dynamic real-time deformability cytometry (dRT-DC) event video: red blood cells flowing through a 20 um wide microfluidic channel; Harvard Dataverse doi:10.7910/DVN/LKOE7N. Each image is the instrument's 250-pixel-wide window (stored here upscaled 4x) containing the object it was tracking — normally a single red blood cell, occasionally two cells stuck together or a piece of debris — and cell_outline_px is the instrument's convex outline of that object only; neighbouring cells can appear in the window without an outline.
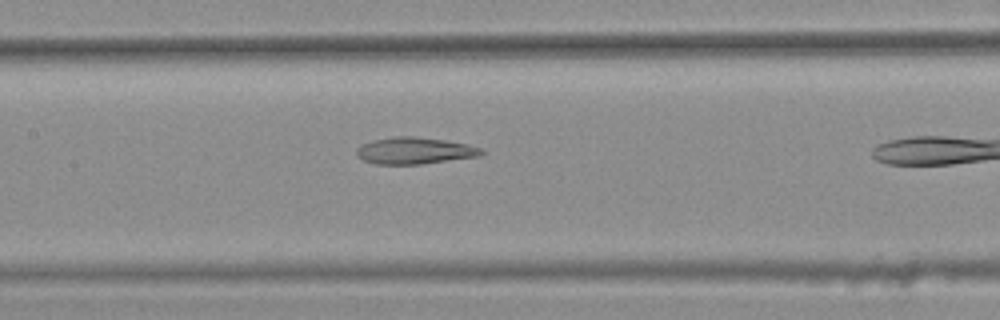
{"species": "common noctule bat (a hibernating species)", "species_latin": "Nyctalus noctula", "temperature_condition": "warm", "stored_images_in_passage": 18, "camera_frame_rate_fps": 3000, "um_per_image_px": 0.085, "animal": {"sex": "female", "body_mass_g": 25.1}, "frame": {"image": 1, "passage_image": 13, "time_ms": 4.0, "image_size_px": [1000, 320], "cell_outline_px": [[484, 152], [480, 156], [420, 164], [376, 164], [364, 160], [356, 156], [356, 148], [360, 144], [372, 140], [396, 136], [412, 136], [444, 140], [468, 144], [484, 148]], "centroid_in_image_um": [35.23, 12.8], "position_along_channel_um": 172.2, "area_um2": 19.54}}
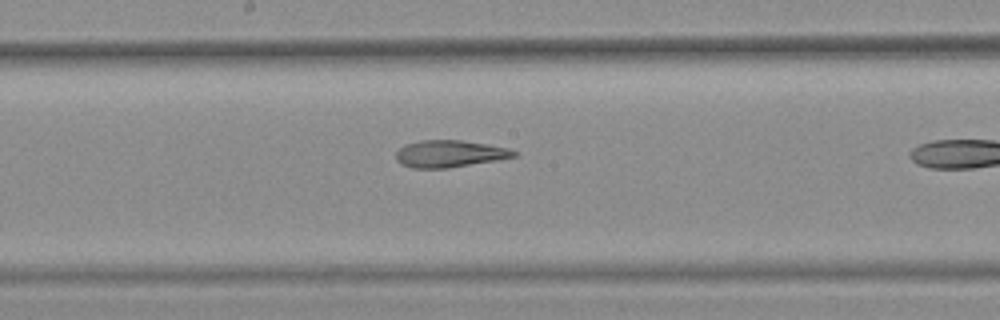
{"frame": {"image": 2, "passage_image": 16, "time_ms": 5.0, "image_size_px": [1000, 320], "cell_outline_px": [[520, 152], [516, 156], [496, 160], [448, 168], [412, 168], [400, 164], [396, 160], [396, 152], [404, 144], [420, 140], [460, 140], [488, 144], [508, 148]], "centroid_in_image_um": [38.2, 13.06], "position_along_channel_um": 210.0, "area_um2": 18.67}}